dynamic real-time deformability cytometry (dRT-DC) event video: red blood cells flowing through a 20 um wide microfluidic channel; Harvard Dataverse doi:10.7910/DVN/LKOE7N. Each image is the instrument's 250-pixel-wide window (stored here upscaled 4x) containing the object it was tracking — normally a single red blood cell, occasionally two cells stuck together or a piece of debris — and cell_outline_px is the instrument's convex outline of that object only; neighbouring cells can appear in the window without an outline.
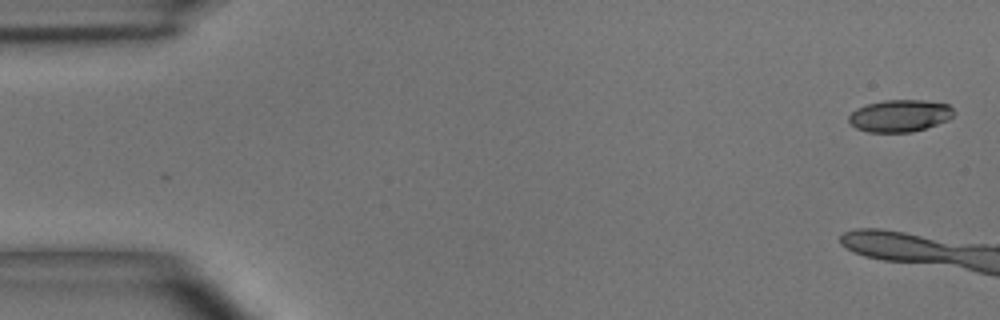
{"species": "common noctule bat (a hibernating species)", "species_latin": "Nyctalus noctula", "temperature_condition": "room temperature", "stored_images_in_passage": 2, "camera_frame_rate_fps": 3000, "um_per_image_px": 0.085, "animal": {"sex": "male", "body_mass_g": 15.6}, "frame": {"image": 1, "passage_image": 2, "time_ms": 1.333, "image_size_px": [1000, 320], "cell_outline_px": [[952, 116], [948, 120], [912, 132], [868, 132], [856, 128], [848, 120], [848, 116], [856, 108], [868, 104], [884, 100], [924, 100], [948, 104], [952, 108]], "centroid_in_image_um": [76.46, 9.83], "position_along_channel_um": 8.5, "area_um2": 19.48}}